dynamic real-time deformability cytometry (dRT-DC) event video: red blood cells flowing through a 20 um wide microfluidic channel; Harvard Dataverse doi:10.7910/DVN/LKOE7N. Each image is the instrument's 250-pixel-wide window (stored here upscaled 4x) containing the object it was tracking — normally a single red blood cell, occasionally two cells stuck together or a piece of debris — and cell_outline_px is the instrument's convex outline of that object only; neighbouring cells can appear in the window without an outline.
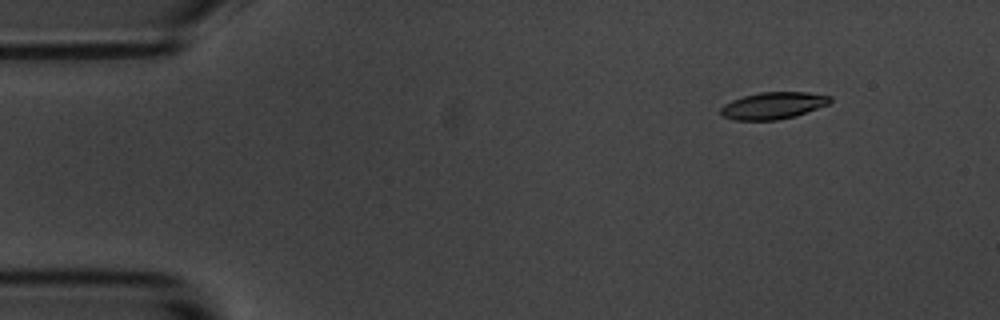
{"species": "common noctule bat (a hibernating species)", "species_latin": "Nyctalus noctula", "temperature_condition": "room temperature", "stored_images_in_passage": 4, "camera_frame_rate_fps": 3000, "um_per_image_px": 0.085, "animal": {"sex": "male", "body_mass_g": 20.1, "forearm_length_mm": 53.5}, "frame": {"image": 1, "passage_image": 1, "time_ms": 0.0, "image_size_px": [1000, 320], "cell_outline_px": [[832, 100], [828, 104], [796, 116], [776, 120], [736, 120], [724, 116], [720, 112], [720, 108], [724, 104], [732, 100], [744, 96], [760, 92], [808, 92], [832, 96]], "centroid_in_image_um": [65.73, 8.97], "position_along_channel_um": 19.3, "area_um2": 17.11}}
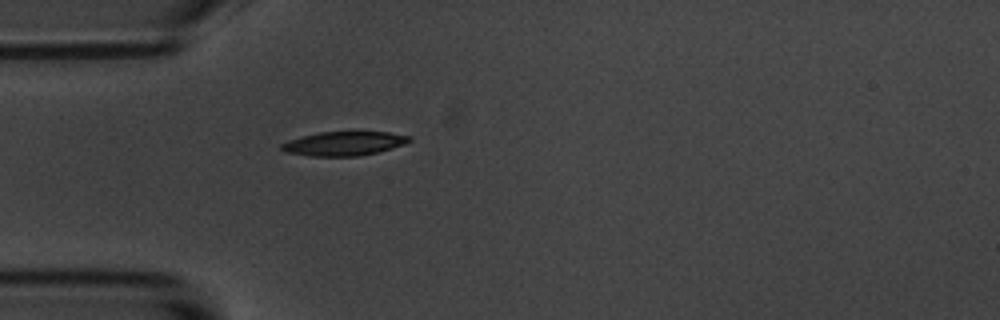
{"frame": {"image": 2, "passage_image": 4, "time_ms": 3.333, "image_size_px": [1000, 320], "cell_outline_px": [[412, 140], [404, 144], [392, 148], [376, 152], [356, 156], [312, 156], [288, 152], [280, 148], [280, 144], [288, 140], [320, 132], [388, 132], [412, 136]], "centroid_in_image_um": [29.26, 12.19], "position_along_channel_um": 55.7, "area_um2": 17.69}}